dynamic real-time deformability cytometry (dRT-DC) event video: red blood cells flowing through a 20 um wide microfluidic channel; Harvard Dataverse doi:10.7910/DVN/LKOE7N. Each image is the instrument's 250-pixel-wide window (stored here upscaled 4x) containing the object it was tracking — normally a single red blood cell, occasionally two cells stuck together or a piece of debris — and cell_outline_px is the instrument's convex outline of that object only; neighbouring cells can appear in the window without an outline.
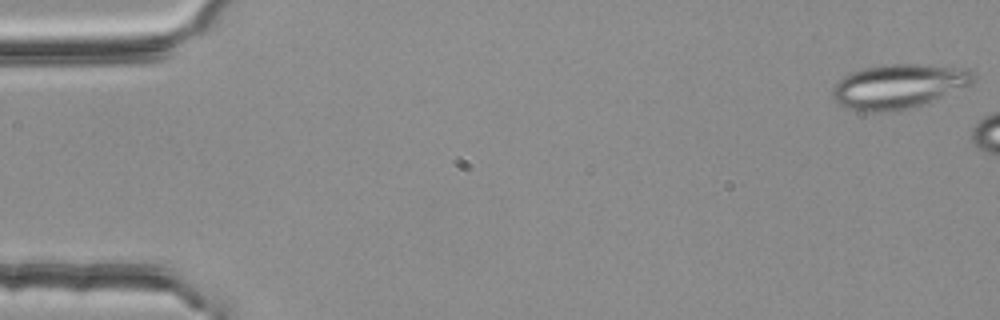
{"species": "common noctule bat (a hibernating species)", "species_latin": "Nyctalus noctula", "temperature_condition": "room temperature", "stored_images_in_passage": 9, "camera_frame_rate_fps": 3000, "um_per_image_px": 0.085, "animal": {"sex": "female", "body_mass_g": 25.1}, "frame": {"image": 1, "passage_image": 1, "time_ms": 0.0, "image_size_px": [1000, 320], "cell_outline_px": [[976, 76], [972, 84], [920, 104], [892, 112], [868, 112], [848, 108], [840, 104], [832, 96], [832, 88], [836, 80], [852, 72], [864, 68], [884, 64], [916, 64], [968, 68]], "centroid_in_image_um": [76.34, 7.32], "position_along_channel_um": 8.7, "area_um2": 36.13}}